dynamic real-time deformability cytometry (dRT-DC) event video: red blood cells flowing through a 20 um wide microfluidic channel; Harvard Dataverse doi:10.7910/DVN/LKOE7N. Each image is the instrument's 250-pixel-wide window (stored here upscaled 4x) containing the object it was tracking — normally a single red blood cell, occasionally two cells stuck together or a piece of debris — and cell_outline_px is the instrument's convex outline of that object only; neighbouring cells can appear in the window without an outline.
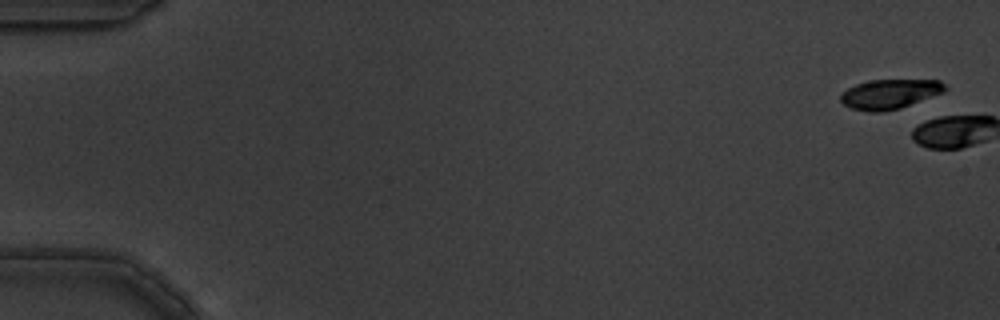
{"species": "common noctule bat (a hibernating species)", "species_latin": "Nyctalus noctula", "temperature_condition": "warm", "stored_images_in_passage": 2, "camera_frame_rate_fps": 3000, "um_per_image_px": 0.085, "animal": {"sex": "male", "body_mass_g": 19.5, "forearm_length_mm": 54.6}, "frame": {"image": 1, "passage_image": 1, "time_ms": 0.0, "image_size_px": [1000, 320], "cell_outline_px": [[948, 88], [944, 92], [900, 108], [884, 112], [868, 112], [852, 108], [844, 104], [840, 100], [840, 92], [856, 84], [872, 80], [940, 80]], "centroid_in_image_um": [75.61, 7.99], "position_along_channel_um": 9.4, "area_um2": 18.03}}